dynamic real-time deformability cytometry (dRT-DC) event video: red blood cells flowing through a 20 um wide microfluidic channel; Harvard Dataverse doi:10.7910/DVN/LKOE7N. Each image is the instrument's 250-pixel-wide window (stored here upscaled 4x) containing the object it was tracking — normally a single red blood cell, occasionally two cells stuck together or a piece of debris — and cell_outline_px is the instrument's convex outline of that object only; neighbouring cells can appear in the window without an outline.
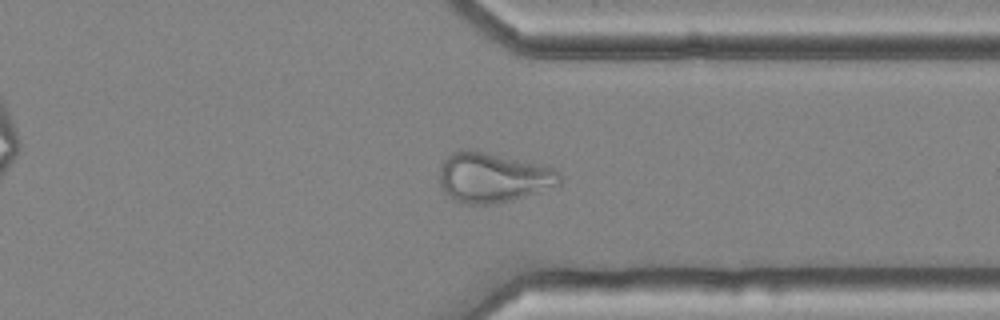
{"species": "common noctule bat (a hibernating species)", "species_latin": "Nyctalus noctula", "temperature_condition": "cold", "stored_images_in_passage": 44, "camera_frame_rate_fps": 3000, "um_per_image_px": 0.085, "animal": {"sex": "female", "body_mass_g": 25.1}, "frame": {"image": 1, "passage_image": 32, "time_ms": 10.333, "image_size_px": [1000, 320], "cell_outline_px": [[560, 184], [524, 196], [492, 204], [460, 204], [444, 192], [440, 184], [440, 164], [452, 152], [476, 148], [552, 168], [560, 172]], "centroid_in_image_um": [41.84, 15.07], "position_along_channel_um": 369.6, "area_um2": 34.85}}